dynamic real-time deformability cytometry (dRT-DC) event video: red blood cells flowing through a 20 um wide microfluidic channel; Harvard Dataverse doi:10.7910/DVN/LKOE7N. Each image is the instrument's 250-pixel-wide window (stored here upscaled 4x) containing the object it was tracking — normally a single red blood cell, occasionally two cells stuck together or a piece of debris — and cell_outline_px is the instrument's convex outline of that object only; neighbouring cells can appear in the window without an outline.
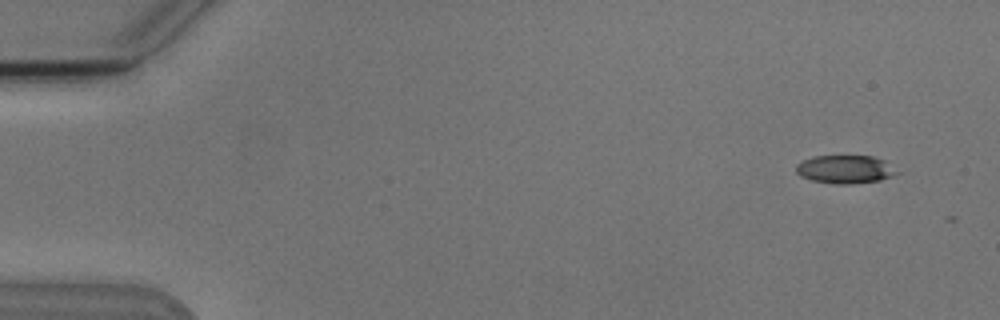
{"species": "Egyptian fruit bat (a non-hibernating species)", "species_latin": "Rousettus aegyptiacus", "temperature_condition": "cold", "stored_images_in_passage": 4, "camera_frame_rate_fps": 3000, "um_per_image_px": 0.085, "animal": {"sex": "male"}, "frame": {"image": 1, "passage_image": 1, "time_ms": 0.0, "image_size_px": [1000, 320], "cell_outline_px": [[900, 172], [892, 176], [880, 180], [848, 184], [836, 184], [812, 180], [800, 176], [796, 172], [796, 164], [804, 160], [816, 156], [872, 156], [884, 160]], "centroid_in_image_um": [71.84, 14.39], "position_along_channel_um": 13.2, "area_um2": 16.47}}